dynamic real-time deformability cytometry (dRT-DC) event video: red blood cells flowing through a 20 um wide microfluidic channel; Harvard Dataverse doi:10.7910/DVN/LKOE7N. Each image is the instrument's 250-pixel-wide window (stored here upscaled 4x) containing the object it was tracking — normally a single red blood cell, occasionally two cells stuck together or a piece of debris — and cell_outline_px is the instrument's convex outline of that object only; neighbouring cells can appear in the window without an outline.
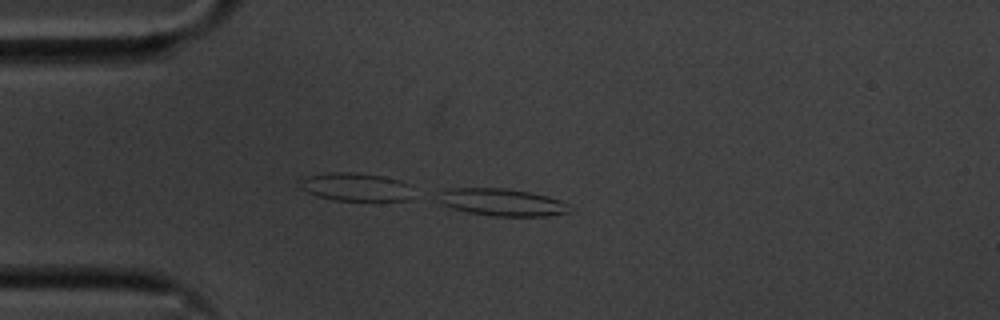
{"species": "common noctule bat (a hibernating species)", "species_latin": "Nyctalus noctula", "temperature_condition": "cold", "stored_images_in_passage": 5, "camera_frame_rate_fps": 3000, "um_per_image_px": 0.085, "animal": {"sex": "male", "body_mass_g": 20.1, "forearm_length_mm": 53.5}, "frame": {"image": 1, "passage_image": 5, "time_ms": 1.333, "image_size_px": [1000, 320], "cell_outline_px": [[568, 212], [548, 216], [492, 216], [468, 212], [452, 208], [440, 204], [436, 200], [440, 192], [448, 188], [504, 188], [528, 192], [548, 196], [560, 200], [568, 204]], "centroid_in_image_um": [42.6, 17.19], "position_along_channel_um": 42.4, "area_um2": 20.87}}